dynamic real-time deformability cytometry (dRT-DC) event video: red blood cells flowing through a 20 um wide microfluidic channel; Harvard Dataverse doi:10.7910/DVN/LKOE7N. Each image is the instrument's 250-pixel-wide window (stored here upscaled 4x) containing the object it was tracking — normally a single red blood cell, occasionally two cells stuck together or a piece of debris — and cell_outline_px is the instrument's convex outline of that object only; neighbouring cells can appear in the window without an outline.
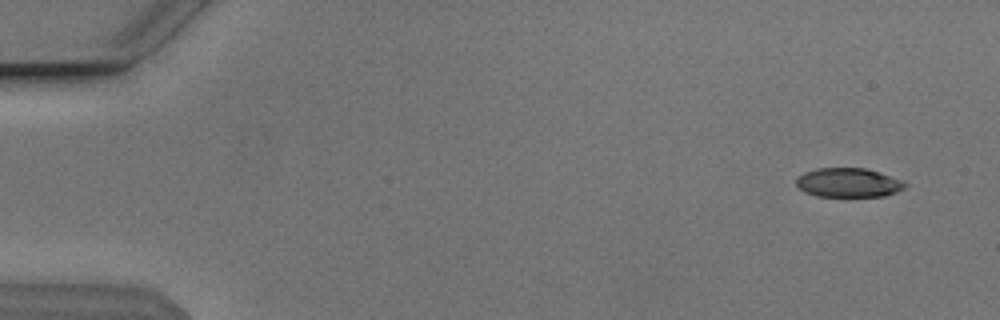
{"species": "Egyptian fruit bat (a non-hibernating species)", "species_latin": "Rousettus aegyptiacus", "temperature_condition": "cold", "stored_images_in_passage": 51, "camera_frame_rate_fps": 3000, "um_per_image_px": 0.085, "animal": {"sex": "male"}, "frame": {"image": 1, "passage_image": 1, "time_ms": 0.0, "image_size_px": [1000, 320], "cell_outline_px": [[908, 184], [904, 188], [896, 192], [884, 196], [816, 196], [804, 192], [796, 184], [796, 176], [804, 172], [816, 168], [864, 168], [904, 180]], "centroid_in_image_um": [72.1, 15.52], "position_along_channel_um": 12.9, "area_um2": 18.55}}
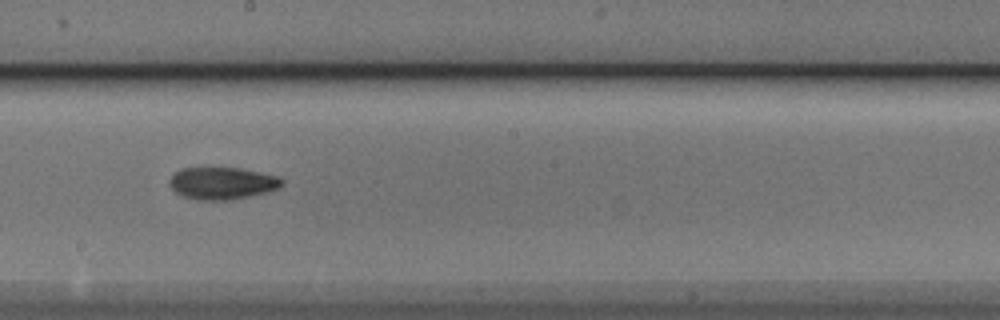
{"frame": {"image": 2, "passage_image": 28, "time_ms": 9.0, "image_size_px": [1000, 320], "cell_outline_px": [[284, 184], [268, 192], [232, 200], [196, 200], [184, 196], [176, 192], [168, 184], [172, 176], [180, 168], [240, 168], [280, 176], [284, 180]], "centroid_in_image_um": [18.92, 15.57], "position_along_channel_um": 229.3, "area_um2": 21.15}}
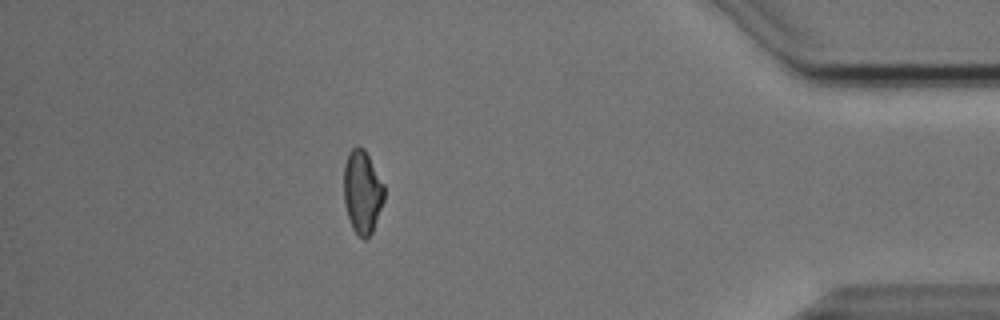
{"frame": {"image": 3, "passage_image": 45, "time_ms": 14.667, "image_size_px": [1000, 320], "cell_outline_px": [[384, 200], [372, 232], [364, 240], [352, 228], [348, 216], [344, 200], [344, 164], [348, 152], [356, 144], [360, 144], [364, 148], [384, 184]], "centroid_in_image_um": [30.79, 16.26], "position_along_channel_um": 404.4, "area_um2": 19.59}, "authors_computed_cell_mechanics": {"area_um2": 20.23, "velocity_mm_per_s": 3.8444, "shape_relaxation_time_tau1_ms": 6.9504, "shape_relaxation_time_tau2_ms": 5.3047, "deformation_change_tau1": 0.1764, "deformation_change_tau2": 0.1225}}